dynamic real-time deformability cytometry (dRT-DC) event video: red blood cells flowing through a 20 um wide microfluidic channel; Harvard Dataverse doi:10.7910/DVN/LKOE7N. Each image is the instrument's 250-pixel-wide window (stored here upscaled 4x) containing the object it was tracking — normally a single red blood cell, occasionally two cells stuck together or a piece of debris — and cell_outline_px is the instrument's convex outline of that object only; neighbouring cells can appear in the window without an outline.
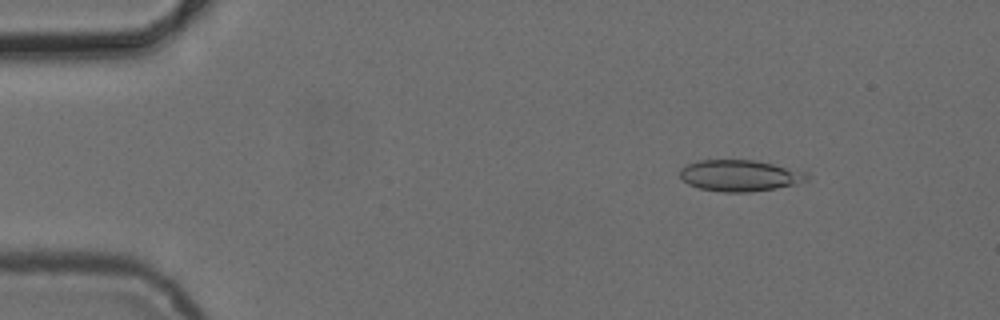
{"species": "common noctule bat (a hibernating species)", "species_latin": "Nyctalus noctula", "temperature_condition": "cold", "stored_images_in_passage": 3, "camera_frame_rate_fps": 3000, "um_per_image_px": 0.085, "animal": {"sex": "female", "body_mass_g": 24.6, "forearm_length_mm": 56.2}, "frame": {"image": 1, "passage_image": 2, "time_ms": 1.333, "image_size_px": [1000, 320], "cell_outline_px": [[808, 180], [776, 188], [752, 192], [724, 192], [700, 188], [688, 184], [680, 176], [680, 168], [688, 164], [700, 160], [756, 160], [808, 172]], "centroid_in_image_um": [62.88, 14.92], "position_along_channel_um": 22.1, "area_um2": 23.06}}